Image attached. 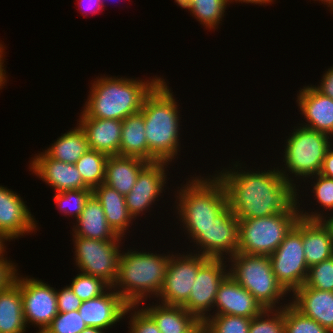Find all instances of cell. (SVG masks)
<instances>
[{
	"label": "cell",
	"mask_w": 333,
	"mask_h": 333,
	"mask_svg": "<svg viewBox=\"0 0 333 333\" xmlns=\"http://www.w3.org/2000/svg\"><path fill=\"white\" fill-rule=\"evenodd\" d=\"M145 122L141 112L122 120L119 155L137 157L148 162Z\"/></svg>",
	"instance_id": "f1b7e54d"
},
{
	"label": "cell",
	"mask_w": 333,
	"mask_h": 333,
	"mask_svg": "<svg viewBox=\"0 0 333 333\" xmlns=\"http://www.w3.org/2000/svg\"><path fill=\"white\" fill-rule=\"evenodd\" d=\"M5 240L0 236V254L6 252Z\"/></svg>",
	"instance_id": "f5cc1de1"
},
{
	"label": "cell",
	"mask_w": 333,
	"mask_h": 333,
	"mask_svg": "<svg viewBox=\"0 0 333 333\" xmlns=\"http://www.w3.org/2000/svg\"><path fill=\"white\" fill-rule=\"evenodd\" d=\"M121 241L73 236L77 270L100 278L112 287L118 274Z\"/></svg>",
	"instance_id": "9c48e42d"
},
{
	"label": "cell",
	"mask_w": 333,
	"mask_h": 333,
	"mask_svg": "<svg viewBox=\"0 0 333 333\" xmlns=\"http://www.w3.org/2000/svg\"><path fill=\"white\" fill-rule=\"evenodd\" d=\"M168 83L162 79L145 97L141 113L145 122L148 162H172L180 151V110Z\"/></svg>",
	"instance_id": "7a4b0ae2"
},
{
	"label": "cell",
	"mask_w": 333,
	"mask_h": 333,
	"mask_svg": "<svg viewBox=\"0 0 333 333\" xmlns=\"http://www.w3.org/2000/svg\"><path fill=\"white\" fill-rule=\"evenodd\" d=\"M149 162L129 156H109L104 184L126 196L135 185L138 174Z\"/></svg>",
	"instance_id": "d4e9b609"
},
{
	"label": "cell",
	"mask_w": 333,
	"mask_h": 333,
	"mask_svg": "<svg viewBox=\"0 0 333 333\" xmlns=\"http://www.w3.org/2000/svg\"><path fill=\"white\" fill-rule=\"evenodd\" d=\"M77 125L73 127L74 129L63 133L49 148L45 149V152L51 158L64 163L75 164L89 149L87 136L80 125Z\"/></svg>",
	"instance_id": "f546056e"
},
{
	"label": "cell",
	"mask_w": 333,
	"mask_h": 333,
	"mask_svg": "<svg viewBox=\"0 0 333 333\" xmlns=\"http://www.w3.org/2000/svg\"><path fill=\"white\" fill-rule=\"evenodd\" d=\"M108 155L88 149L74 164L83 182L92 190L104 183Z\"/></svg>",
	"instance_id": "1f68e13d"
},
{
	"label": "cell",
	"mask_w": 333,
	"mask_h": 333,
	"mask_svg": "<svg viewBox=\"0 0 333 333\" xmlns=\"http://www.w3.org/2000/svg\"><path fill=\"white\" fill-rule=\"evenodd\" d=\"M128 313L131 314L128 333H161L154 320L141 307L128 306L125 315Z\"/></svg>",
	"instance_id": "60d3db41"
},
{
	"label": "cell",
	"mask_w": 333,
	"mask_h": 333,
	"mask_svg": "<svg viewBox=\"0 0 333 333\" xmlns=\"http://www.w3.org/2000/svg\"><path fill=\"white\" fill-rule=\"evenodd\" d=\"M214 307V312H216H212L213 315H233L246 318L258 316L264 310L254 296L229 274L218 288Z\"/></svg>",
	"instance_id": "d6986e66"
},
{
	"label": "cell",
	"mask_w": 333,
	"mask_h": 333,
	"mask_svg": "<svg viewBox=\"0 0 333 333\" xmlns=\"http://www.w3.org/2000/svg\"><path fill=\"white\" fill-rule=\"evenodd\" d=\"M56 297L58 312L66 313L78 310L79 307L82 305V301L73 292L69 285L63 287L62 290L56 289Z\"/></svg>",
	"instance_id": "b9f144b4"
},
{
	"label": "cell",
	"mask_w": 333,
	"mask_h": 333,
	"mask_svg": "<svg viewBox=\"0 0 333 333\" xmlns=\"http://www.w3.org/2000/svg\"><path fill=\"white\" fill-rule=\"evenodd\" d=\"M4 254H0V290L6 288L12 281L16 272H18L17 266L10 260H7V257H4Z\"/></svg>",
	"instance_id": "7bdbcfd3"
},
{
	"label": "cell",
	"mask_w": 333,
	"mask_h": 333,
	"mask_svg": "<svg viewBox=\"0 0 333 333\" xmlns=\"http://www.w3.org/2000/svg\"><path fill=\"white\" fill-rule=\"evenodd\" d=\"M170 255L162 290L157 298L160 303L183 306L191 292L198 269L209 259L198 253Z\"/></svg>",
	"instance_id": "8fae6325"
},
{
	"label": "cell",
	"mask_w": 333,
	"mask_h": 333,
	"mask_svg": "<svg viewBox=\"0 0 333 333\" xmlns=\"http://www.w3.org/2000/svg\"><path fill=\"white\" fill-rule=\"evenodd\" d=\"M138 251L130 249L120 254L118 274L112 286L129 306H140L148 297L159 296L171 255Z\"/></svg>",
	"instance_id": "277c9868"
},
{
	"label": "cell",
	"mask_w": 333,
	"mask_h": 333,
	"mask_svg": "<svg viewBox=\"0 0 333 333\" xmlns=\"http://www.w3.org/2000/svg\"><path fill=\"white\" fill-rule=\"evenodd\" d=\"M91 83L83 111L91 118L124 120L141 111L145 97L163 79L118 78L104 75Z\"/></svg>",
	"instance_id": "3957f363"
},
{
	"label": "cell",
	"mask_w": 333,
	"mask_h": 333,
	"mask_svg": "<svg viewBox=\"0 0 333 333\" xmlns=\"http://www.w3.org/2000/svg\"><path fill=\"white\" fill-rule=\"evenodd\" d=\"M251 318L233 315H209L202 323L204 333H249Z\"/></svg>",
	"instance_id": "d6a6232c"
},
{
	"label": "cell",
	"mask_w": 333,
	"mask_h": 333,
	"mask_svg": "<svg viewBox=\"0 0 333 333\" xmlns=\"http://www.w3.org/2000/svg\"><path fill=\"white\" fill-rule=\"evenodd\" d=\"M314 1H318V0H314ZM321 1L324 5H327V7H329L331 9V11H333V0H319Z\"/></svg>",
	"instance_id": "816d5d0a"
},
{
	"label": "cell",
	"mask_w": 333,
	"mask_h": 333,
	"mask_svg": "<svg viewBox=\"0 0 333 333\" xmlns=\"http://www.w3.org/2000/svg\"><path fill=\"white\" fill-rule=\"evenodd\" d=\"M29 171L41 178L55 192L75 189H91L82 179L74 164L64 163L51 158L45 151L38 153L29 164Z\"/></svg>",
	"instance_id": "e0dca14e"
},
{
	"label": "cell",
	"mask_w": 333,
	"mask_h": 333,
	"mask_svg": "<svg viewBox=\"0 0 333 333\" xmlns=\"http://www.w3.org/2000/svg\"><path fill=\"white\" fill-rule=\"evenodd\" d=\"M78 119L84 130L90 149L108 156L119 155L122 120L89 117L83 110Z\"/></svg>",
	"instance_id": "44dd1931"
},
{
	"label": "cell",
	"mask_w": 333,
	"mask_h": 333,
	"mask_svg": "<svg viewBox=\"0 0 333 333\" xmlns=\"http://www.w3.org/2000/svg\"><path fill=\"white\" fill-rule=\"evenodd\" d=\"M37 224L23 198L0 185V236L10 242L36 232Z\"/></svg>",
	"instance_id": "2e32d148"
},
{
	"label": "cell",
	"mask_w": 333,
	"mask_h": 333,
	"mask_svg": "<svg viewBox=\"0 0 333 333\" xmlns=\"http://www.w3.org/2000/svg\"><path fill=\"white\" fill-rule=\"evenodd\" d=\"M92 194V189L67 190L56 192L54 200L57 205V209H59L61 213L65 214V217L69 215V217H75L76 220L80 216L87 200Z\"/></svg>",
	"instance_id": "e575fe53"
},
{
	"label": "cell",
	"mask_w": 333,
	"mask_h": 333,
	"mask_svg": "<svg viewBox=\"0 0 333 333\" xmlns=\"http://www.w3.org/2000/svg\"><path fill=\"white\" fill-rule=\"evenodd\" d=\"M299 218V212H282L239 220L237 252L270 256Z\"/></svg>",
	"instance_id": "ba28073f"
},
{
	"label": "cell",
	"mask_w": 333,
	"mask_h": 333,
	"mask_svg": "<svg viewBox=\"0 0 333 333\" xmlns=\"http://www.w3.org/2000/svg\"><path fill=\"white\" fill-rule=\"evenodd\" d=\"M320 174L329 178H333V147L327 151L323 160Z\"/></svg>",
	"instance_id": "7dc6e473"
},
{
	"label": "cell",
	"mask_w": 333,
	"mask_h": 333,
	"mask_svg": "<svg viewBox=\"0 0 333 333\" xmlns=\"http://www.w3.org/2000/svg\"><path fill=\"white\" fill-rule=\"evenodd\" d=\"M238 237L239 219L227 206L214 219V223L206 228H200V233L191 241L198 247L196 251L198 254L209 258L226 259L237 253Z\"/></svg>",
	"instance_id": "4fadbf2b"
},
{
	"label": "cell",
	"mask_w": 333,
	"mask_h": 333,
	"mask_svg": "<svg viewBox=\"0 0 333 333\" xmlns=\"http://www.w3.org/2000/svg\"><path fill=\"white\" fill-rule=\"evenodd\" d=\"M75 223L72 236L98 240H123L106 221L103 208L94 194L87 200Z\"/></svg>",
	"instance_id": "cb8c5ba5"
},
{
	"label": "cell",
	"mask_w": 333,
	"mask_h": 333,
	"mask_svg": "<svg viewBox=\"0 0 333 333\" xmlns=\"http://www.w3.org/2000/svg\"><path fill=\"white\" fill-rule=\"evenodd\" d=\"M104 1H105V0H101L103 7H105V6H104Z\"/></svg>",
	"instance_id": "db71d44e"
},
{
	"label": "cell",
	"mask_w": 333,
	"mask_h": 333,
	"mask_svg": "<svg viewBox=\"0 0 333 333\" xmlns=\"http://www.w3.org/2000/svg\"><path fill=\"white\" fill-rule=\"evenodd\" d=\"M291 296L288 301L298 311L333 333V292L302 285Z\"/></svg>",
	"instance_id": "7402d4cb"
},
{
	"label": "cell",
	"mask_w": 333,
	"mask_h": 333,
	"mask_svg": "<svg viewBox=\"0 0 333 333\" xmlns=\"http://www.w3.org/2000/svg\"><path fill=\"white\" fill-rule=\"evenodd\" d=\"M93 194L99 200L110 227L118 236L125 237L134 220L126 207L125 196L104 183L96 186Z\"/></svg>",
	"instance_id": "4316f807"
},
{
	"label": "cell",
	"mask_w": 333,
	"mask_h": 333,
	"mask_svg": "<svg viewBox=\"0 0 333 333\" xmlns=\"http://www.w3.org/2000/svg\"><path fill=\"white\" fill-rule=\"evenodd\" d=\"M227 259L209 258L199 269L187 302L183 307L203 322L214 308L218 288L229 274ZM209 312V313H208Z\"/></svg>",
	"instance_id": "5bb4252c"
},
{
	"label": "cell",
	"mask_w": 333,
	"mask_h": 333,
	"mask_svg": "<svg viewBox=\"0 0 333 333\" xmlns=\"http://www.w3.org/2000/svg\"><path fill=\"white\" fill-rule=\"evenodd\" d=\"M227 259L231 262L229 275L247 289L264 309H281L287 305L280 303L288 293L276 280L269 256L237 252Z\"/></svg>",
	"instance_id": "52a82bcc"
},
{
	"label": "cell",
	"mask_w": 333,
	"mask_h": 333,
	"mask_svg": "<svg viewBox=\"0 0 333 333\" xmlns=\"http://www.w3.org/2000/svg\"><path fill=\"white\" fill-rule=\"evenodd\" d=\"M207 177H190L176 193L177 218L183 223L180 225H183L189 240L200 233V228L214 223V219L228 206V196L222 181L216 174Z\"/></svg>",
	"instance_id": "5b68a950"
},
{
	"label": "cell",
	"mask_w": 333,
	"mask_h": 333,
	"mask_svg": "<svg viewBox=\"0 0 333 333\" xmlns=\"http://www.w3.org/2000/svg\"><path fill=\"white\" fill-rule=\"evenodd\" d=\"M26 327L21 288L12 281L0 290V333H25Z\"/></svg>",
	"instance_id": "83f0119b"
},
{
	"label": "cell",
	"mask_w": 333,
	"mask_h": 333,
	"mask_svg": "<svg viewBox=\"0 0 333 333\" xmlns=\"http://www.w3.org/2000/svg\"><path fill=\"white\" fill-rule=\"evenodd\" d=\"M86 327L78 310L58 312L43 333H81Z\"/></svg>",
	"instance_id": "f35d334b"
},
{
	"label": "cell",
	"mask_w": 333,
	"mask_h": 333,
	"mask_svg": "<svg viewBox=\"0 0 333 333\" xmlns=\"http://www.w3.org/2000/svg\"><path fill=\"white\" fill-rule=\"evenodd\" d=\"M5 47L3 46L2 43H0V89H2L5 86V83L7 82V75H6V68H4V59L5 57L4 54V49Z\"/></svg>",
	"instance_id": "c3c4849f"
},
{
	"label": "cell",
	"mask_w": 333,
	"mask_h": 333,
	"mask_svg": "<svg viewBox=\"0 0 333 333\" xmlns=\"http://www.w3.org/2000/svg\"><path fill=\"white\" fill-rule=\"evenodd\" d=\"M249 333H285L283 308L264 309L251 318Z\"/></svg>",
	"instance_id": "8d00e7d4"
},
{
	"label": "cell",
	"mask_w": 333,
	"mask_h": 333,
	"mask_svg": "<svg viewBox=\"0 0 333 333\" xmlns=\"http://www.w3.org/2000/svg\"><path fill=\"white\" fill-rule=\"evenodd\" d=\"M229 4L233 3V2H239V3H251V4H260V5H267V4H271L272 2H274V0H228Z\"/></svg>",
	"instance_id": "681fc988"
},
{
	"label": "cell",
	"mask_w": 333,
	"mask_h": 333,
	"mask_svg": "<svg viewBox=\"0 0 333 333\" xmlns=\"http://www.w3.org/2000/svg\"><path fill=\"white\" fill-rule=\"evenodd\" d=\"M302 242L308 268L333 257L331 234L321 220L302 219Z\"/></svg>",
	"instance_id": "484cf974"
},
{
	"label": "cell",
	"mask_w": 333,
	"mask_h": 333,
	"mask_svg": "<svg viewBox=\"0 0 333 333\" xmlns=\"http://www.w3.org/2000/svg\"><path fill=\"white\" fill-rule=\"evenodd\" d=\"M105 329L95 328V327H89L87 326L81 333H105Z\"/></svg>",
	"instance_id": "f907efd6"
},
{
	"label": "cell",
	"mask_w": 333,
	"mask_h": 333,
	"mask_svg": "<svg viewBox=\"0 0 333 333\" xmlns=\"http://www.w3.org/2000/svg\"><path fill=\"white\" fill-rule=\"evenodd\" d=\"M129 305L110 287L102 295L83 301L78 311L84 323L89 327L108 330L126 317Z\"/></svg>",
	"instance_id": "ac0fdd59"
},
{
	"label": "cell",
	"mask_w": 333,
	"mask_h": 333,
	"mask_svg": "<svg viewBox=\"0 0 333 333\" xmlns=\"http://www.w3.org/2000/svg\"><path fill=\"white\" fill-rule=\"evenodd\" d=\"M176 3L181 8L188 9L190 15L192 14L206 29L214 31L230 5L228 0H178Z\"/></svg>",
	"instance_id": "4dcf8cb0"
},
{
	"label": "cell",
	"mask_w": 333,
	"mask_h": 333,
	"mask_svg": "<svg viewBox=\"0 0 333 333\" xmlns=\"http://www.w3.org/2000/svg\"><path fill=\"white\" fill-rule=\"evenodd\" d=\"M299 192H297V204L299 206V214H300V218L305 219V220H321L323 222V224L328 228V230L330 231L331 234V238L333 241V211L329 214H331L330 217H327L328 215H324V212L320 213L318 212V210L315 212H311L310 211L304 212L303 207L300 209V201L298 200V194ZM303 209V210H302Z\"/></svg>",
	"instance_id": "ee69618b"
},
{
	"label": "cell",
	"mask_w": 333,
	"mask_h": 333,
	"mask_svg": "<svg viewBox=\"0 0 333 333\" xmlns=\"http://www.w3.org/2000/svg\"><path fill=\"white\" fill-rule=\"evenodd\" d=\"M19 275V276H18ZM14 281L20 286L25 323L39 328L43 333L58 315L56 290L48 283L16 272Z\"/></svg>",
	"instance_id": "7c38bea8"
},
{
	"label": "cell",
	"mask_w": 333,
	"mask_h": 333,
	"mask_svg": "<svg viewBox=\"0 0 333 333\" xmlns=\"http://www.w3.org/2000/svg\"><path fill=\"white\" fill-rule=\"evenodd\" d=\"M314 178V181H313ZM312 179L314 183L311 186L312 193L314 198L317 200V204H320L319 207H323V211H332L333 210V178H329L323 176L321 174H317L313 177L309 178Z\"/></svg>",
	"instance_id": "ab89813d"
},
{
	"label": "cell",
	"mask_w": 333,
	"mask_h": 333,
	"mask_svg": "<svg viewBox=\"0 0 333 333\" xmlns=\"http://www.w3.org/2000/svg\"><path fill=\"white\" fill-rule=\"evenodd\" d=\"M283 307L285 333H332L315 320L302 314L290 302Z\"/></svg>",
	"instance_id": "836d02e7"
},
{
	"label": "cell",
	"mask_w": 333,
	"mask_h": 333,
	"mask_svg": "<svg viewBox=\"0 0 333 333\" xmlns=\"http://www.w3.org/2000/svg\"><path fill=\"white\" fill-rule=\"evenodd\" d=\"M239 162L216 173L225 186L228 206L239 220L299 212L297 189L281 175L279 166L261 172L245 171Z\"/></svg>",
	"instance_id": "6da1fadb"
},
{
	"label": "cell",
	"mask_w": 333,
	"mask_h": 333,
	"mask_svg": "<svg viewBox=\"0 0 333 333\" xmlns=\"http://www.w3.org/2000/svg\"><path fill=\"white\" fill-rule=\"evenodd\" d=\"M306 287L333 292V257L309 267Z\"/></svg>",
	"instance_id": "74e56055"
},
{
	"label": "cell",
	"mask_w": 333,
	"mask_h": 333,
	"mask_svg": "<svg viewBox=\"0 0 333 333\" xmlns=\"http://www.w3.org/2000/svg\"><path fill=\"white\" fill-rule=\"evenodd\" d=\"M78 7L82 8L84 11L82 13H85L84 16L87 15V12L91 13H99L100 10H103V5L101 0H78ZM93 10V11H92Z\"/></svg>",
	"instance_id": "bcb514c9"
},
{
	"label": "cell",
	"mask_w": 333,
	"mask_h": 333,
	"mask_svg": "<svg viewBox=\"0 0 333 333\" xmlns=\"http://www.w3.org/2000/svg\"><path fill=\"white\" fill-rule=\"evenodd\" d=\"M296 128V129H295ZM286 141L283 153L281 175L298 191L297 179H304L320 174L323 160L327 151L333 146L328 134L312 130L303 126H296ZM284 169V170H283ZM290 174H292L289 176ZM294 174V175H293ZM293 176L296 177L293 179ZM298 187V188H297Z\"/></svg>",
	"instance_id": "8992f818"
},
{
	"label": "cell",
	"mask_w": 333,
	"mask_h": 333,
	"mask_svg": "<svg viewBox=\"0 0 333 333\" xmlns=\"http://www.w3.org/2000/svg\"><path fill=\"white\" fill-rule=\"evenodd\" d=\"M313 87L323 95L333 99V65L322 76L320 85H313Z\"/></svg>",
	"instance_id": "f6af8a7d"
},
{
	"label": "cell",
	"mask_w": 333,
	"mask_h": 333,
	"mask_svg": "<svg viewBox=\"0 0 333 333\" xmlns=\"http://www.w3.org/2000/svg\"><path fill=\"white\" fill-rule=\"evenodd\" d=\"M69 286L82 302L96 298L110 288L102 279L83 272H79Z\"/></svg>",
	"instance_id": "d590c367"
},
{
	"label": "cell",
	"mask_w": 333,
	"mask_h": 333,
	"mask_svg": "<svg viewBox=\"0 0 333 333\" xmlns=\"http://www.w3.org/2000/svg\"><path fill=\"white\" fill-rule=\"evenodd\" d=\"M158 303L147 304V307L142 305V309L154 320L161 333H204L203 323L183 306Z\"/></svg>",
	"instance_id": "603a6c76"
},
{
	"label": "cell",
	"mask_w": 333,
	"mask_h": 333,
	"mask_svg": "<svg viewBox=\"0 0 333 333\" xmlns=\"http://www.w3.org/2000/svg\"><path fill=\"white\" fill-rule=\"evenodd\" d=\"M269 257L276 280L289 295L305 284L309 268L302 242V218Z\"/></svg>",
	"instance_id": "30bf717a"
},
{
	"label": "cell",
	"mask_w": 333,
	"mask_h": 333,
	"mask_svg": "<svg viewBox=\"0 0 333 333\" xmlns=\"http://www.w3.org/2000/svg\"><path fill=\"white\" fill-rule=\"evenodd\" d=\"M297 106L305 122L303 127L333 137V99L317 91L312 85L303 86L297 94Z\"/></svg>",
	"instance_id": "ffe728a7"
},
{
	"label": "cell",
	"mask_w": 333,
	"mask_h": 333,
	"mask_svg": "<svg viewBox=\"0 0 333 333\" xmlns=\"http://www.w3.org/2000/svg\"><path fill=\"white\" fill-rule=\"evenodd\" d=\"M169 165L165 161L151 162L138 174L135 185L125 196L126 207L133 219L144 214L162 196L167 182L166 168Z\"/></svg>",
	"instance_id": "9a60e30c"
}]
</instances>
